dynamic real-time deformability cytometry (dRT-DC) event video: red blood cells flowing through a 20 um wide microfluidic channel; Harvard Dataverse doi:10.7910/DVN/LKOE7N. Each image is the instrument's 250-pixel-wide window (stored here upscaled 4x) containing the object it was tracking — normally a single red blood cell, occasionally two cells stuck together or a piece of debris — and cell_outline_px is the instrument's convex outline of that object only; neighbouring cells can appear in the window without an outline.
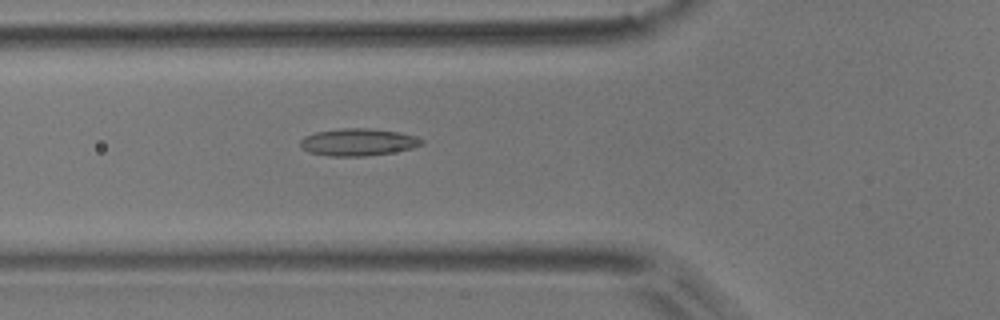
{"species": "common noctule bat (a hibernating species)", "species_latin": "Nyctalus noctula", "temperature_condition": "room temperature", "stored_images_in_passage": 2, "camera_frame_rate_fps": 3000, "um_per_image_px": 0.085, "animal": {"sex": "male", "body_mass_g": 17.9}, "frame": {"image": 1, "passage_image": 2, "time_ms": 0.333, "image_size_px": [1000, 320], "cell_outline_px": [[424, 144], [412, 148], [392, 152], [364, 156], [328, 156], [308, 152], [300, 144], [300, 140], [304, 136], [316, 132], [340, 128], [368, 128], [400, 132], [416, 136], [424, 140]], "centroid_in_image_um": [30.45, 12.07], "position_along_channel_um": 95.4, "area_um2": 19.31}}